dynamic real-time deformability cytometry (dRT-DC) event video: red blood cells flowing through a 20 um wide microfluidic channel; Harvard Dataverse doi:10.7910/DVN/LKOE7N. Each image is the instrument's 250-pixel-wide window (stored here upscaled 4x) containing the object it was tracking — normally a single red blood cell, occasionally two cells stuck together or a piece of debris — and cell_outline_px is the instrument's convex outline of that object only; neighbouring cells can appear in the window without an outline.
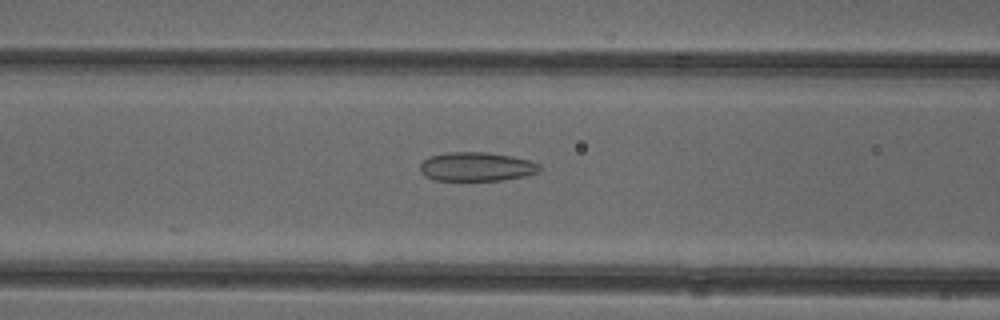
{"species": "common noctule bat (a hibernating species)", "species_latin": "Nyctalus noctula", "temperature_condition": "cold", "stored_images_in_passage": 51, "camera_frame_rate_fps": 3000, "um_per_image_px": 0.085, "animal": {"sex": "female"}, "frame": {"image": 1, "passage_image": 20, "time_ms": 6.333, "image_size_px": [1000, 320], "cell_outline_px": [[544, 168], [540, 172], [524, 176], [500, 180], [436, 180], [424, 176], [420, 172], [420, 164], [428, 156], [448, 152], [484, 152], [512, 156], [528, 160], [540, 164]], "centroid_in_image_um": [40.51, 14.16], "position_along_channel_um": 126.1, "area_um2": 20.29}}
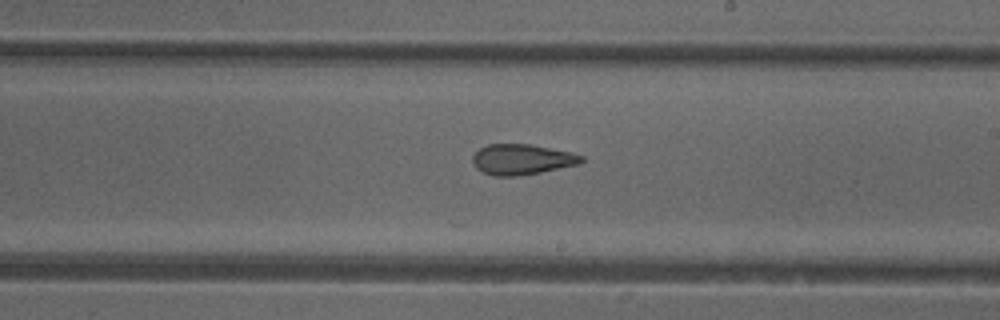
{"frame": {"image": 2, "passage_image": 29, "time_ms": 9.333, "image_size_px": [1000, 320], "cell_outline_px": [[584, 160], [580, 164], [540, 172], [516, 176], [492, 176], [476, 168], [472, 160], [472, 156], [480, 148], [488, 144], [532, 144], [572, 152], [584, 156]], "centroid_in_image_um": [44.38, 13.54], "position_along_channel_um": 244.6, "area_um2": 19.42}}
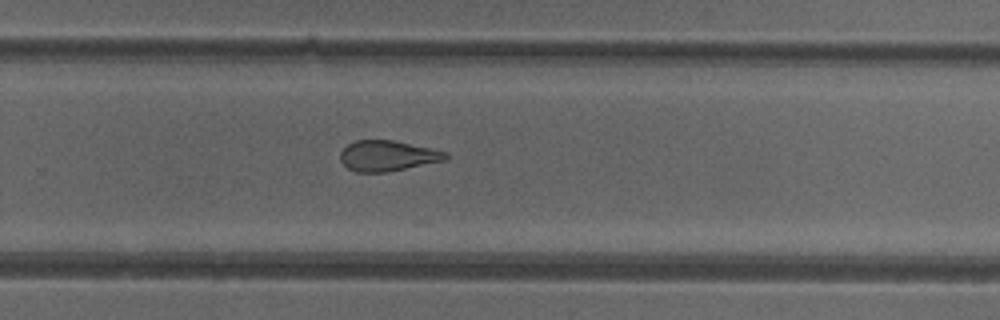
{"frame": {"image": 3, "passage_image": 33, "time_ms": 10.667, "image_size_px": [1000, 320], "cell_outline_px": [[448, 156], [444, 160], [388, 172], [356, 172], [348, 168], [340, 160], [340, 152], [348, 144], [356, 140], [392, 140], [432, 148], [448, 152]], "centroid_in_image_um": [32.93, 13.24], "position_along_channel_um": 296.9, "area_um2": 18.67}, "authors_computed_cell_mechanics": {"area_um2": 21.1548, "velocity_mm_per_s": 3.9439, "shape_relaxation_time_tau1_ms": null, "shape_relaxation_time_tau2_ms": 2.3177, "deformation_change_tau1": null, "deformation_change_tau2": 0.1017}}